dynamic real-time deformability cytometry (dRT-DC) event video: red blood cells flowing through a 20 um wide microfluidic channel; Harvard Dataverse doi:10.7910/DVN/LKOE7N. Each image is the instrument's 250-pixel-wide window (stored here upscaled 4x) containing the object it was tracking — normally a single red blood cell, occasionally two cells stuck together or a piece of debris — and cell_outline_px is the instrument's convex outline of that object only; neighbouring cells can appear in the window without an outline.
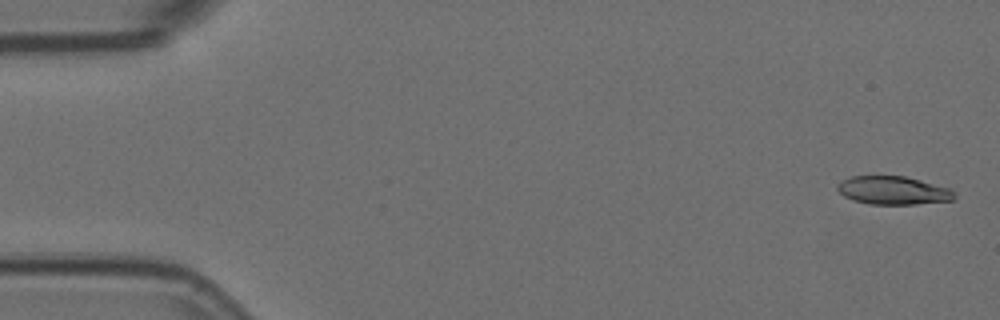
{"species": "Egyptian fruit bat (a non-hibernating species)", "species_latin": "Rousettus aegyptiacus", "temperature_condition": "room temperature", "stored_images_in_passage": 56, "camera_frame_rate_fps": 3000, "um_per_image_px": 0.085, "animal": {"sex": "female"}, "frame": {"image": 1, "passage_image": 2, "time_ms": 0.333, "image_size_px": [1000, 320], "cell_outline_px": [[956, 196], [952, 200], [916, 204], [868, 204], [852, 200], [844, 196], [836, 188], [836, 184], [852, 176], [904, 176], [920, 180], [948, 188]], "centroid_in_image_um": [75.87, 16.19], "position_along_channel_um": 9.1, "area_um2": 19.07}}
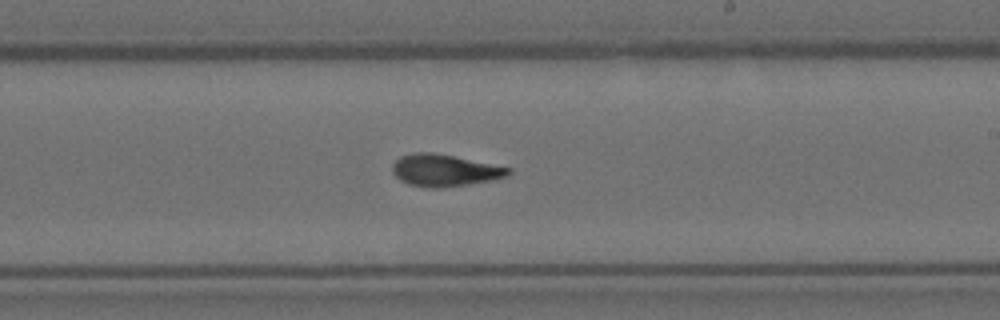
{"frame": {"image": 2, "passage_image": 33, "time_ms": 10.667, "image_size_px": [1000, 320], "cell_outline_px": [[512, 172], [508, 176], [496, 180], [436, 188], [432, 188], [408, 184], [400, 180], [392, 172], [392, 164], [400, 156], [412, 152], [432, 152], [512, 168]], "centroid_in_image_um": [37.79, 14.48], "position_along_channel_um": 251.2, "area_um2": 21.56}}
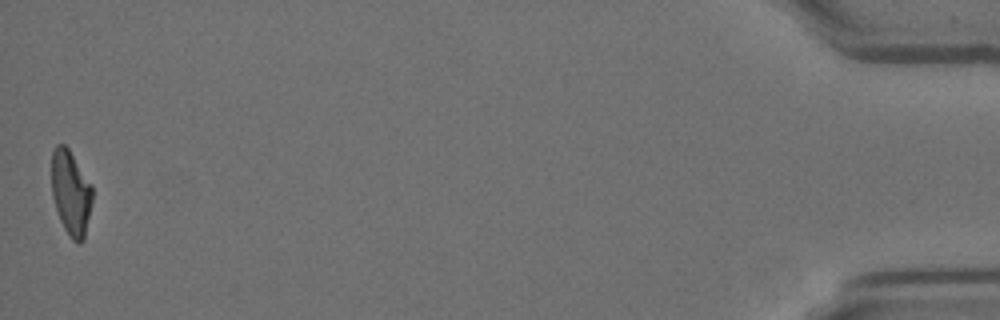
{"frame": {"image": 3, "passage_image": 56, "time_ms": 18.333, "image_size_px": [1000, 320], "cell_outline_px": [[92, 200], [84, 240], [80, 244], [72, 240], [64, 228], [60, 220], [52, 196], [52, 152], [56, 144], [64, 144], [68, 148], [92, 184]], "centroid_in_image_um": [6.03, 16.39], "position_along_channel_um": 429.2, "area_um2": 20.11}, "authors_computed_cell_mechanics": {"area_um2": 20.6924, "velocity_mm_per_s": 3.5973, "shape_relaxation_time_tau1_ms": 4.3802, "shape_relaxation_time_tau2_ms": 2.6738, "deformation_change_tau1": 0.1782, "deformation_change_tau2": 0.108}}